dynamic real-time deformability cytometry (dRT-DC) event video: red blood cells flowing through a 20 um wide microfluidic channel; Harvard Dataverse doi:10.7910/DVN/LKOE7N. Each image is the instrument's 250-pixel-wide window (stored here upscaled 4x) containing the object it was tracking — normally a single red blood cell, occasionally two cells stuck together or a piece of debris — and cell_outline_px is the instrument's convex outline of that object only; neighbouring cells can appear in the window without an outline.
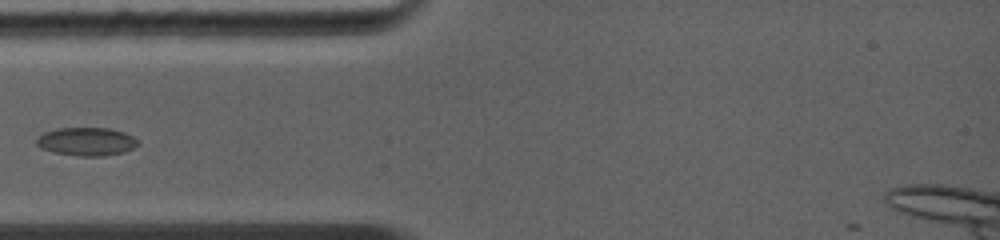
{"species": "common noctule bat (a hibernating species)", "species_latin": "Nyctalus noctula", "temperature_condition": "warm", "stored_images_in_passage": 15, "camera_frame_rate_fps": 5000, "um_per_image_px": 0.085, "animal": {"sex": "female", "body_mass_g": 19.0, "forearm_length_mm": 56.7}, "frame": {"image": 1, "passage_image": 2, "time_ms": 0.8, "image_size_px": [1000, 240], "cell_outline_px": [[140, 144], [124, 152], [104, 156], [80, 156], [52, 152], [40, 148], [36, 144], [36, 140], [44, 132], [60, 128], [108, 128], [124, 132], [132, 136]], "centroid_in_image_um": [7.35, 12.04], "position_along_channel_um": 77.7, "area_um2": 16.65}}
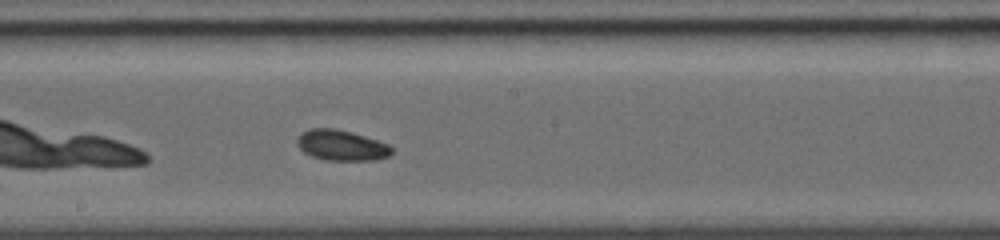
{"frame": {"image": 2, "passage_image": 7, "time_ms": 4.0, "image_size_px": [1000, 240], "cell_outline_px": [[392, 152], [388, 156], [376, 160], [328, 160], [312, 156], [304, 152], [296, 144], [296, 140], [300, 132], [308, 128], [332, 128], [352, 132], [388, 144], [392, 148]], "centroid_in_image_um": [28.98, 12.34], "position_along_channel_um": 219.2, "area_um2": 16.82}}
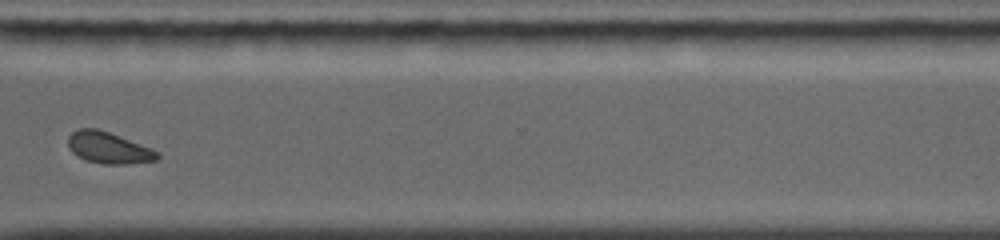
{"frame": {"image": 3, "passage_image": 12, "time_ms": 7.2, "image_size_px": [1000, 240], "cell_outline_px": [[160, 156], [156, 160], [124, 164], [104, 164], [84, 160], [76, 156], [68, 148], [68, 136], [72, 132], [80, 128], [96, 128], [120, 136], [152, 148], [160, 152]], "centroid_in_image_um": [9.21, 12.56], "position_along_channel_um": 361.4, "area_um2": 16.47}, "authors_computed_cell_mechanics": {"area_um2": 16.2996, "velocity_mm_per_s": 4.4298, "shape_relaxation_time_tau1_ms": null, "shape_relaxation_time_tau2_ms": 4.1893, "deformation_change_tau1": null, "deformation_change_tau2": 0.1036}}